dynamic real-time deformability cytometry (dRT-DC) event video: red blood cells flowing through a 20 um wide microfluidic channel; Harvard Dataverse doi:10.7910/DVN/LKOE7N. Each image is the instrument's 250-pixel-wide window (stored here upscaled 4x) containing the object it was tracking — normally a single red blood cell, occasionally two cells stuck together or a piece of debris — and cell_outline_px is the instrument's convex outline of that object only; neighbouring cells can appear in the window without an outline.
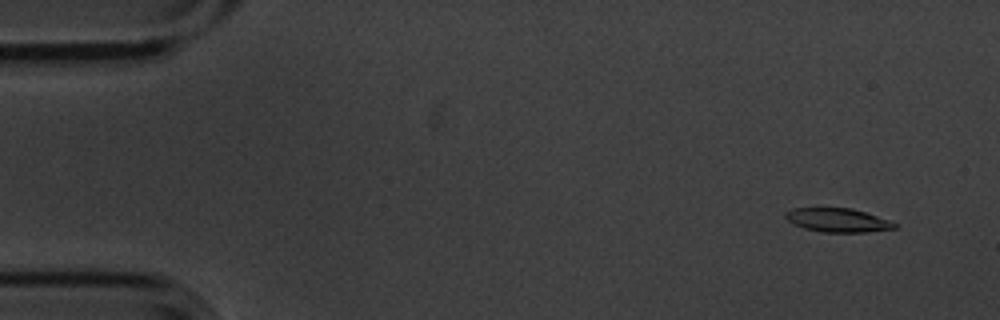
{"species": "common noctule bat (a hibernating species)", "species_latin": "Nyctalus noctula", "temperature_condition": "cold", "stored_images_in_passage": 56, "camera_frame_rate_fps": 3000, "um_per_image_px": 0.085, "animal": {"sex": "male", "body_mass_g": 20.1, "forearm_length_mm": 53.5}, "frame": {"image": 1, "passage_image": 4, "time_ms": 1.0, "image_size_px": [1000, 320], "cell_outline_px": [[896, 228], [864, 232], [824, 232], [804, 228], [792, 224], [784, 216], [784, 212], [792, 208], [852, 208], [888, 220], [896, 224]], "centroid_in_image_um": [71.14, 18.71], "position_along_channel_um": 13.9, "area_um2": 14.97}}
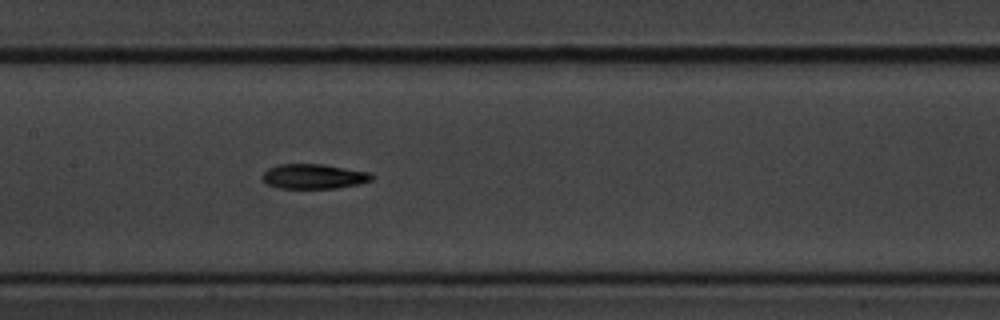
{"frame": {"image": 2, "passage_image": 27, "time_ms": 8.667, "image_size_px": [1000, 320], "cell_outline_px": [[376, 176], [372, 180], [360, 184], [336, 188], [280, 188], [268, 184], [260, 176], [268, 168], [280, 164], [324, 164], [368, 172]], "centroid_in_image_um": [26.69, 14.99], "position_along_channel_um": 180.7, "area_um2": 15.84}}
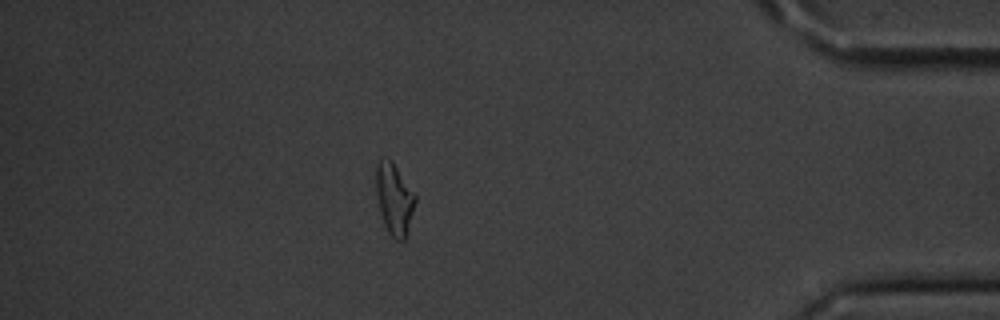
{"frame": {"image": 3, "passage_image": 49, "time_ms": 16.0, "image_size_px": [1000, 320], "cell_outline_px": [[416, 200], [408, 228], [404, 240], [396, 240], [388, 232], [384, 224], [380, 212], [376, 192], [376, 164], [380, 160], [392, 160], [416, 196]], "centroid_in_image_um": [33.5, 16.91], "position_along_channel_um": 401.7, "area_um2": 15.95}, "authors_computed_cell_mechanics": {"area_um2": 15.9528, "velocity_mm_per_s": 3.5709, "shape_relaxation_time_tau1_ms": 4.0108, "shape_relaxation_time_tau2_ms": 8.1358, "deformation_change_tau1": 0.1652, "deformation_change_tau2": 0.1867}}